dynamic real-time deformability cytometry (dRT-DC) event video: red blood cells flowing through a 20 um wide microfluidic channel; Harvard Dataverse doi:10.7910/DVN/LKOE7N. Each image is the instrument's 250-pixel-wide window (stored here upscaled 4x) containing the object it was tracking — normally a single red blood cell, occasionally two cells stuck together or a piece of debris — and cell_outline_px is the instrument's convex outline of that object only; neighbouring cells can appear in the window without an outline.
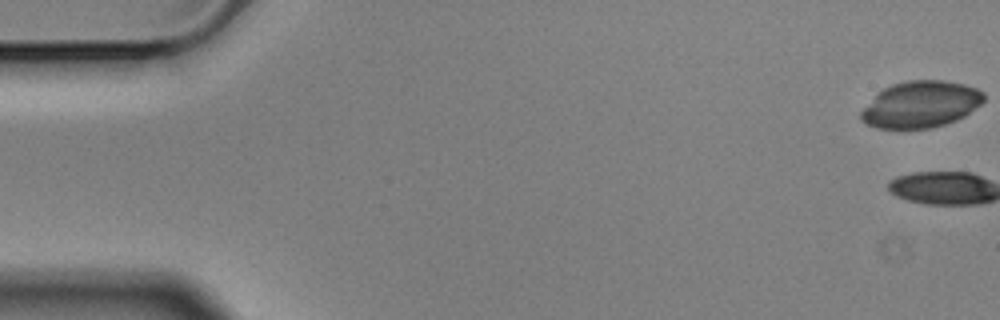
{"species": "Egyptian fruit bat (a non-hibernating species)", "species_latin": "Rousettus aegyptiacus", "temperature_condition": "cold", "stored_images_in_passage": 5, "camera_frame_rate_fps": 3000, "um_per_image_px": 0.085, "animal": {"sex": "male"}, "frame": {"image": 1, "passage_image": 1, "time_ms": 0.0, "image_size_px": [1000, 320], "cell_outline_px": [[984, 100], [980, 104], [964, 116], [956, 120], [944, 124], [928, 128], [876, 128], [860, 120], [860, 112], [884, 88], [892, 84], [908, 80], [944, 80], [964, 84], [976, 88], [984, 92]], "centroid_in_image_um": [78.28, 8.86], "position_along_channel_um": 6.7, "area_um2": 32.95}}